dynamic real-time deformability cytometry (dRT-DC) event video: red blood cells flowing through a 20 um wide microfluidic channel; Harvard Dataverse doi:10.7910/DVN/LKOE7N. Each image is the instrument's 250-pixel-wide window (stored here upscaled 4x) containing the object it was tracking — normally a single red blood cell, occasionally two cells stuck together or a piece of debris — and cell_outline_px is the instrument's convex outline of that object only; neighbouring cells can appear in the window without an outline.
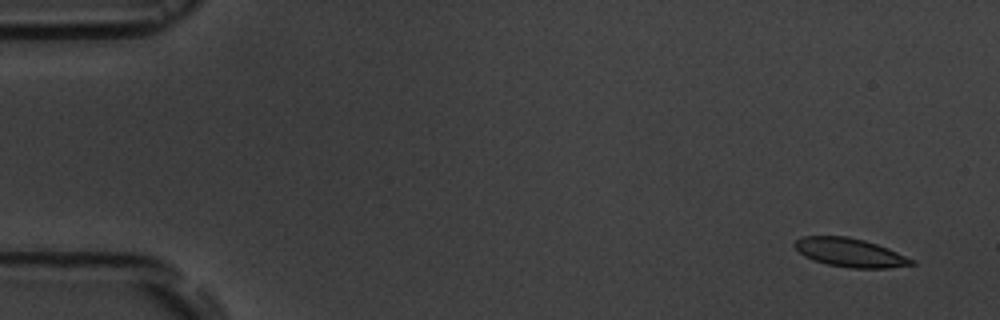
{"species": "common noctule bat (a hibernating species)", "species_latin": "Nyctalus noctula", "temperature_condition": "room temperature", "stored_images_in_passage": 5, "camera_frame_rate_fps": 3000, "um_per_image_px": 0.085, "animal": {"sex": "male", "body_mass_g": 19.5, "forearm_length_mm": 54.6}, "frame": {"image": 1, "passage_image": 1, "time_ms": 0.0, "image_size_px": [1000, 320], "cell_outline_px": [[916, 264], [888, 268], [852, 268], [828, 264], [804, 256], [792, 244], [796, 240], [804, 236], [848, 236], [864, 240], [888, 248], [916, 260]], "centroid_in_image_um": [72.29, 21.46], "position_along_channel_um": 12.7, "area_um2": 19.42}}